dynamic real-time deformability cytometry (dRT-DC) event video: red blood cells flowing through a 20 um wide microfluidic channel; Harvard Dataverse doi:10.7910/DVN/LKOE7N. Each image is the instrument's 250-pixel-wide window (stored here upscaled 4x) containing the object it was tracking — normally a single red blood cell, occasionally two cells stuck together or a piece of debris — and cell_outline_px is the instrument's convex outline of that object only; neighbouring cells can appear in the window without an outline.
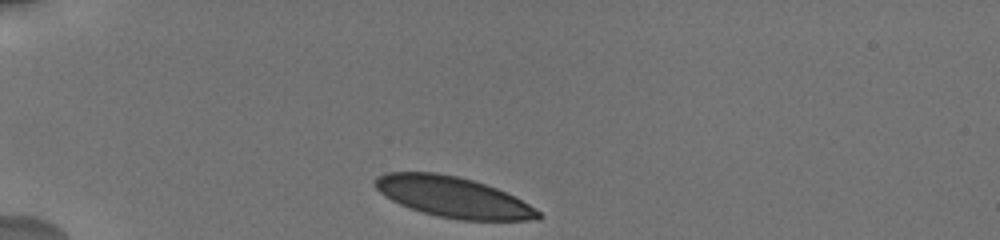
{"species": "human", "species_latin": "Homo sapiens", "temperature_condition": "cold", "stored_images_in_passage": 28, "camera_frame_rate_fps": 3000, "um_per_image_px": 0.085, "donor": {"sex": "male"}, "frame": {"image": 1, "passage_image": 1, "time_ms": 0.0, "image_size_px": [1000, 240], "cell_outline_px": [[544, 216], [540, 220], [460, 220], [436, 216], [400, 204], [384, 196], [372, 184], [376, 176], [384, 172], [436, 172], [456, 176], [472, 180], [496, 188], [528, 204], [540, 212]], "centroid_in_image_um": [38.48, 16.75], "position_along_channel_um": 46.5, "area_um2": 38.44}}
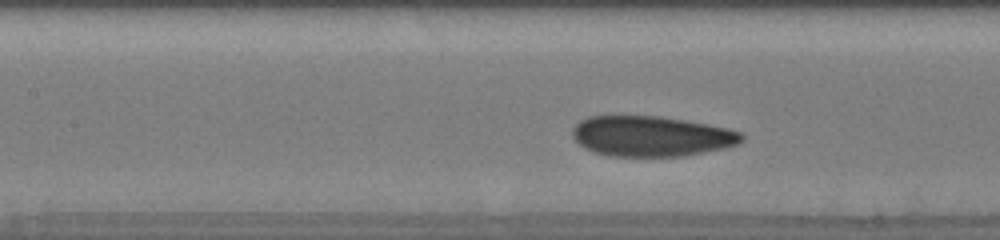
{"frame": {"image": 2, "passage_image": 10, "time_ms": 4.0, "image_size_px": [1000, 240], "cell_outline_px": [[744, 140], [736, 144], [724, 148], [684, 156], [612, 156], [592, 152], [584, 148], [572, 136], [572, 128], [580, 120], [588, 116], [660, 116], [708, 124], [728, 128], [740, 132], [744, 136]], "centroid_in_image_um": [55.34, 11.57], "position_along_channel_um": 152.1, "area_um2": 39.88}}
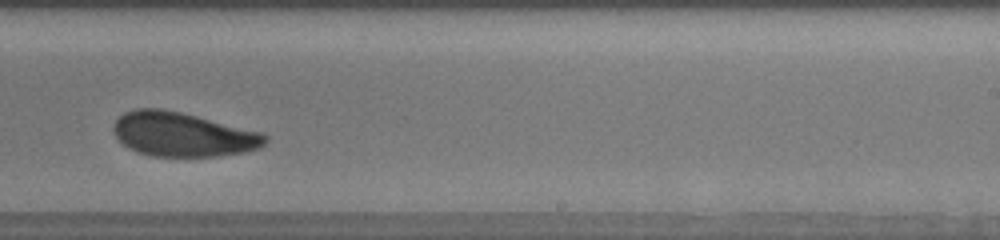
{"frame": {"image": 3, "passage_image": 18, "time_ms": 7.333, "image_size_px": [1000, 240], "cell_outline_px": [[268, 140], [260, 148], [244, 152], [216, 156], [152, 156], [136, 152], [128, 148], [112, 132], [112, 128], [116, 120], [124, 112], [136, 108], [160, 108], [180, 112], [264, 132], [268, 136]], "centroid_in_image_um": [15.54, 11.42], "position_along_channel_um": 273.5, "area_um2": 39.25}, "authors_computed_cell_mechanics": {"area_um2": 39.6797, "velocity_mm_per_s": 3.6615, "shape_relaxation_time_tau1_ms": 4.2994, "shape_relaxation_time_tau2_ms": 2.1965, "deformation_change_tau1": 0.0976, "deformation_change_tau2": 0.0445}}